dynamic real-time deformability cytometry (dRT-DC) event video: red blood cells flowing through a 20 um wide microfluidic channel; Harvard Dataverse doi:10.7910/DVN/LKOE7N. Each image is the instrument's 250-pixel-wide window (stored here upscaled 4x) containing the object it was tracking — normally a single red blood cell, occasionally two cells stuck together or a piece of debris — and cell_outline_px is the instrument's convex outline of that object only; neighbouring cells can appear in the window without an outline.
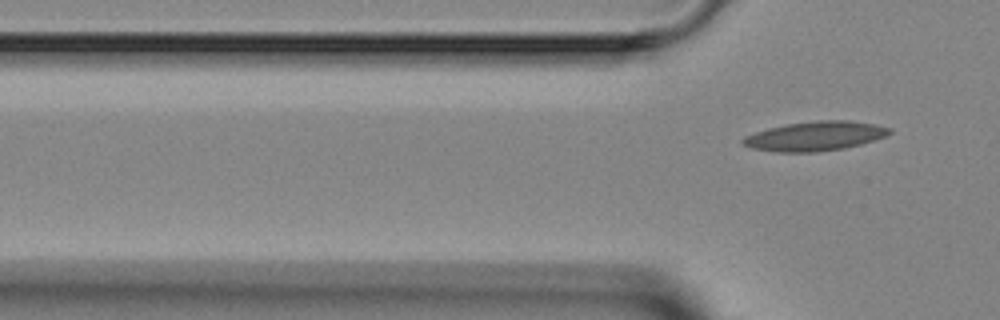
{"species": "Egyptian fruit bat (a non-hibernating species)", "species_latin": "Rousettus aegyptiacus", "temperature_condition": "room temperature", "stored_images_in_passage": 3, "camera_frame_rate_fps": 3000, "um_per_image_px": 0.085, "animal": {"sex": "female"}, "frame": {"image": 1, "passage_image": 3, "time_ms": 3.333, "image_size_px": [1000, 320], "cell_outline_px": [[892, 132], [884, 136], [860, 144], [844, 148], [816, 152], [776, 152], [752, 148], [740, 144], [740, 140], [744, 136], [768, 128], [784, 124], [816, 120], [848, 120], [876, 124], [892, 128]], "centroid_in_image_um": [69.24, 11.56], "position_along_channel_um": 56.6, "area_um2": 25.2}}